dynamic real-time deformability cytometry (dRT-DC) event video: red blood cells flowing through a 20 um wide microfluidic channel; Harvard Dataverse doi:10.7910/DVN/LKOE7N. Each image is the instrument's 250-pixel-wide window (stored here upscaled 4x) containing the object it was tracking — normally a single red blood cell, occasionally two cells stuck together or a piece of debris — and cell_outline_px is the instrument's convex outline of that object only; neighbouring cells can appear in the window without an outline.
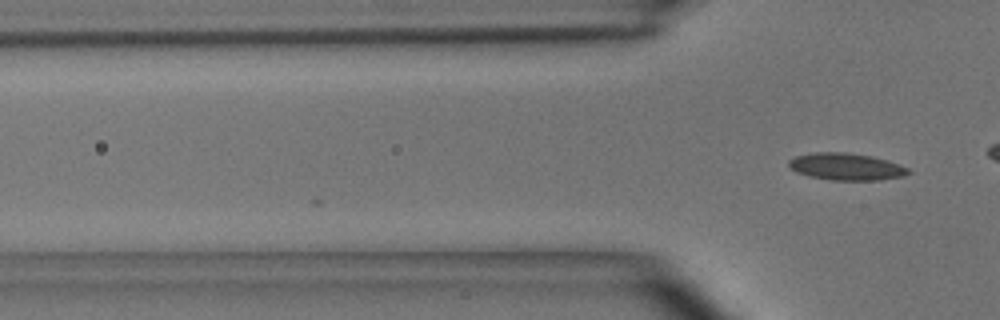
{"species": "common noctule bat (a hibernating species)", "species_latin": "Nyctalus noctula", "temperature_condition": "room temperature", "stored_images_in_passage": 6, "camera_frame_rate_fps": 3000, "um_per_image_px": 0.085, "animal": {"sex": "male", "body_mass_g": 15.6}, "frame": {"image": 1, "passage_image": 6, "time_ms": 1.667, "image_size_px": [1000, 320], "cell_outline_px": [[912, 172], [904, 176], [880, 180], [832, 180], [808, 176], [796, 172], [788, 164], [788, 160], [796, 156], [816, 152], [844, 152], [872, 156], [888, 160], [900, 164], [908, 168]], "centroid_in_image_um": [71.96, 14.17], "position_along_channel_um": 53.8, "area_um2": 18.9}}